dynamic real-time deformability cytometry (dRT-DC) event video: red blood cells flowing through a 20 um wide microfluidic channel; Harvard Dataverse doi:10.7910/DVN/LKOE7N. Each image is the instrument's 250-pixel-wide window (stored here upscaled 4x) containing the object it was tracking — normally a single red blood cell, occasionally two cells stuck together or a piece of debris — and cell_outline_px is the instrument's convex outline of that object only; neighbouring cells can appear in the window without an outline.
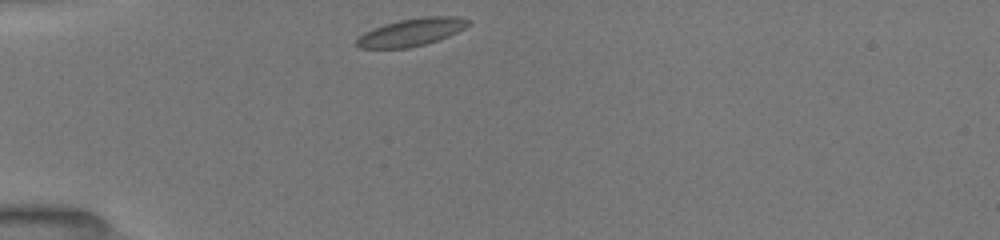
{"species": "common noctule bat (a hibernating species)", "species_latin": "Nyctalus noctula", "temperature_condition": "room temperature", "stored_images_in_passage": 17, "camera_frame_rate_fps": 3000, "um_per_image_px": 0.085, "animal": {"sex": "female", "body_mass_g": 19.5, "forearm_length_mm": 54.1}, "frame": {"image": 1, "passage_image": 1, "time_ms": 0.0, "image_size_px": [1000, 240], "cell_outline_px": [[472, 24], [448, 36], [424, 44], [408, 48], [360, 48], [356, 44], [356, 40], [364, 32], [372, 28], [384, 24], [400, 20], [424, 16], [456, 16], [468, 20]], "centroid_in_image_um": [34.96, 2.73], "position_along_channel_um": 50.0, "area_um2": 17.8}}
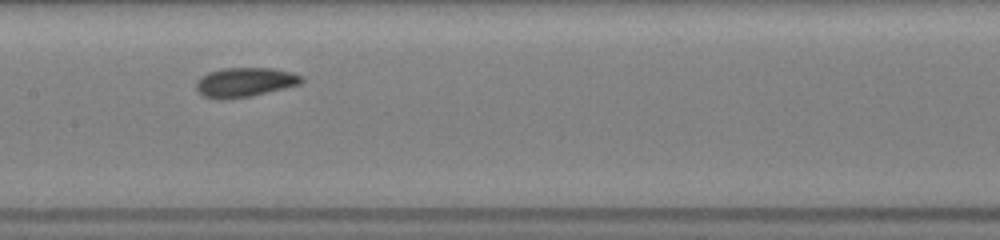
{"frame": {"image": 2, "passage_image": 9, "time_ms": 4.0, "image_size_px": [1000, 240], "cell_outline_px": [[304, 80], [300, 84], [252, 96], [220, 100], [216, 100], [204, 96], [196, 92], [196, 80], [200, 76], [208, 72], [224, 68], [272, 68], [292, 72], [304, 76]], "centroid_in_image_um": [20.78, 6.99], "position_along_channel_um": 186.6, "area_um2": 18.32}}
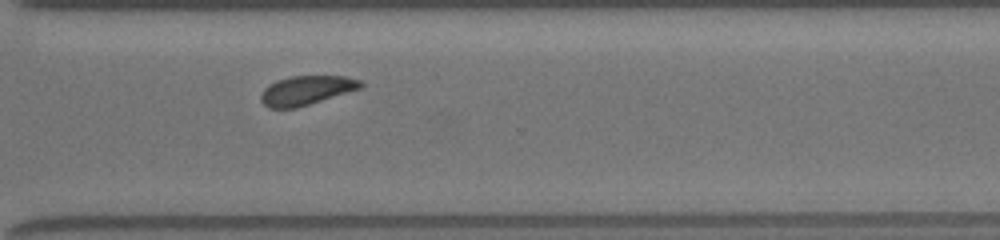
{"frame": {"image": 3, "passage_image": 17, "time_ms": 8.0, "image_size_px": [1000, 240], "cell_outline_px": [[364, 84], [360, 88], [296, 108], [268, 108], [260, 100], [260, 96], [264, 88], [268, 84], [276, 80], [292, 76], [344, 76], [360, 80]], "centroid_in_image_um": [25.99, 7.67], "position_along_channel_um": 344.6, "area_um2": 16.82}}